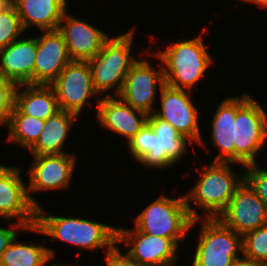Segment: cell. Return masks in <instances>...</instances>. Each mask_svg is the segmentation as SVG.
Returning <instances> with one entry per match:
<instances>
[{
	"instance_id": "obj_1",
	"label": "cell",
	"mask_w": 267,
	"mask_h": 266,
	"mask_svg": "<svg viewBox=\"0 0 267 266\" xmlns=\"http://www.w3.org/2000/svg\"><path fill=\"white\" fill-rule=\"evenodd\" d=\"M188 142L192 141L153 113L148 115L147 123L127 143L130 153L139 163L164 168L179 162L186 153Z\"/></svg>"
},
{
	"instance_id": "obj_2",
	"label": "cell",
	"mask_w": 267,
	"mask_h": 266,
	"mask_svg": "<svg viewBox=\"0 0 267 266\" xmlns=\"http://www.w3.org/2000/svg\"><path fill=\"white\" fill-rule=\"evenodd\" d=\"M39 205L36 208V225L23 230L43 233L53 239L62 240L84 249L106 247L109 251L117 243V227L87 219L48 216Z\"/></svg>"
},
{
	"instance_id": "obj_3",
	"label": "cell",
	"mask_w": 267,
	"mask_h": 266,
	"mask_svg": "<svg viewBox=\"0 0 267 266\" xmlns=\"http://www.w3.org/2000/svg\"><path fill=\"white\" fill-rule=\"evenodd\" d=\"M229 164H235V162L213 161L207 168L205 167L200 171L198 181L190 193L185 194L187 208L193 219L201 216L197 213L196 208L191 207L190 201L207 212L208 218H218L227 208L236 189L245 180L244 173L241 177L237 176L230 169Z\"/></svg>"
},
{
	"instance_id": "obj_4",
	"label": "cell",
	"mask_w": 267,
	"mask_h": 266,
	"mask_svg": "<svg viewBox=\"0 0 267 266\" xmlns=\"http://www.w3.org/2000/svg\"><path fill=\"white\" fill-rule=\"evenodd\" d=\"M152 55L166 65L163 66L165 85L188 91H191L196 82L203 78L213 62L201 36L190 40H179L166 50Z\"/></svg>"
},
{
	"instance_id": "obj_5",
	"label": "cell",
	"mask_w": 267,
	"mask_h": 266,
	"mask_svg": "<svg viewBox=\"0 0 267 266\" xmlns=\"http://www.w3.org/2000/svg\"><path fill=\"white\" fill-rule=\"evenodd\" d=\"M202 220L193 219L188 211L185 195L180 198L160 196L140 212L135 229L152 236L172 239L177 245L189 229Z\"/></svg>"
},
{
	"instance_id": "obj_6",
	"label": "cell",
	"mask_w": 267,
	"mask_h": 266,
	"mask_svg": "<svg viewBox=\"0 0 267 266\" xmlns=\"http://www.w3.org/2000/svg\"><path fill=\"white\" fill-rule=\"evenodd\" d=\"M134 29L115 38H109L101 51L89 60L94 90L100 95L117 88L116 97L120 94L125 76L137 61L131 56Z\"/></svg>"
},
{
	"instance_id": "obj_7",
	"label": "cell",
	"mask_w": 267,
	"mask_h": 266,
	"mask_svg": "<svg viewBox=\"0 0 267 266\" xmlns=\"http://www.w3.org/2000/svg\"><path fill=\"white\" fill-rule=\"evenodd\" d=\"M267 139V115L251 95L237 97L234 123L235 163L256 164V155Z\"/></svg>"
},
{
	"instance_id": "obj_8",
	"label": "cell",
	"mask_w": 267,
	"mask_h": 266,
	"mask_svg": "<svg viewBox=\"0 0 267 266\" xmlns=\"http://www.w3.org/2000/svg\"><path fill=\"white\" fill-rule=\"evenodd\" d=\"M199 242L192 266H230L237 253L243 252L242 236L227 227L219 218L202 220Z\"/></svg>"
},
{
	"instance_id": "obj_9",
	"label": "cell",
	"mask_w": 267,
	"mask_h": 266,
	"mask_svg": "<svg viewBox=\"0 0 267 266\" xmlns=\"http://www.w3.org/2000/svg\"><path fill=\"white\" fill-rule=\"evenodd\" d=\"M60 110L79 115L89 96L98 95L94 90L87 61H70L50 84Z\"/></svg>"
},
{
	"instance_id": "obj_10",
	"label": "cell",
	"mask_w": 267,
	"mask_h": 266,
	"mask_svg": "<svg viewBox=\"0 0 267 266\" xmlns=\"http://www.w3.org/2000/svg\"><path fill=\"white\" fill-rule=\"evenodd\" d=\"M132 245L126 253L139 266H171L177 259L178 245L170 238L152 236L138 229L117 228V243Z\"/></svg>"
},
{
	"instance_id": "obj_11",
	"label": "cell",
	"mask_w": 267,
	"mask_h": 266,
	"mask_svg": "<svg viewBox=\"0 0 267 266\" xmlns=\"http://www.w3.org/2000/svg\"><path fill=\"white\" fill-rule=\"evenodd\" d=\"M218 218L241 236L267 224V208L244 180Z\"/></svg>"
},
{
	"instance_id": "obj_12",
	"label": "cell",
	"mask_w": 267,
	"mask_h": 266,
	"mask_svg": "<svg viewBox=\"0 0 267 266\" xmlns=\"http://www.w3.org/2000/svg\"><path fill=\"white\" fill-rule=\"evenodd\" d=\"M159 89L165 85L163 66L153 69L146 59L137 60L125 76L123 88L118 97L134 109L153 114L152 103Z\"/></svg>"
},
{
	"instance_id": "obj_13",
	"label": "cell",
	"mask_w": 267,
	"mask_h": 266,
	"mask_svg": "<svg viewBox=\"0 0 267 266\" xmlns=\"http://www.w3.org/2000/svg\"><path fill=\"white\" fill-rule=\"evenodd\" d=\"M187 91L164 85L160 89L161 111L154 114L173 126L181 135L203 145L198 125V109L192 103L190 91Z\"/></svg>"
},
{
	"instance_id": "obj_14",
	"label": "cell",
	"mask_w": 267,
	"mask_h": 266,
	"mask_svg": "<svg viewBox=\"0 0 267 266\" xmlns=\"http://www.w3.org/2000/svg\"><path fill=\"white\" fill-rule=\"evenodd\" d=\"M27 186L30 201L39 206L30 193L40 190L65 189L70 185L76 157L62 153L60 155H33Z\"/></svg>"
},
{
	"instance_id": "obj_15",
	"label": "cell",
	"mask_w": 267,
	"mask_h": 266,
	"mask_svg": "<svg viewBox=\"0 0 267 266\" xmlns=\"http://www.w3.org/2000/svg\"><path fill=\"white\" fill-rule=\"evenodd\" d=\"M20 169L8 167L0 175V217H18L24 227L36 225V206L30 201Z\"/></svg>"
},
{
	"instance_id": "obj_16",
	"label": "cell",
	"mask_w": 267,
	"mask_h": 266,
	"mask_svg": "<svg viewBox=\"0 0 267 266\" xmlns=\"http://www.w3.org/2000/svg\"><path fill=\"white\" fill-rule=\"evenodd\" d=\"M64 25H62V22ZM58 31L62 34L72 61L92 60L102 49L109 36L93 25L64 13Z\"/></svg>"
},
{
	"instance_id": "obj_17",
	"label": "cell",
	"mask_w": 267,
	"mask_h": 266,
	"mask_svg": "<svg viewBox=\"0 0 267 266\" xmlns=\"http://www.w3.org/2000/svg\"><path fill=\"white\" fill-rule=\"evenodd\" d=\"M71 61L62 34L44 31L37 37L34 85H50Z\"/></svg>"
},
{
	"instance_id": "obj_18",
	"label": "cell",
	"mask_w": 267,
	"mask_h": 266,
	"mask_svg": "<svg viewBox=\"0 0 267 266\" xmlns=\"http://www.w3.org/2000/svg\"><path fill=\"white\" fill-rule=\"evenodd\" d=\"M97 118L99 123L120 134L127 139H132L147 123L148 115L123 102L118 96L107 94L105 98L97 101ZM137 114V115H136Z\"/></svg>"
},
{
	"instance_id": "obj_19",
	"label": "cell",
	"mask_w": 267,
	"mask_h": 266,
	"mask_svg": "<svg viewBox=\"0 0 267 266\" xmlns=\"http://www.w3.org/2000/svg\"><path fill=\"white\" fill-rule=\"evenodd\" d=\"M37 37L16 39L0 50V75L16 83L34 85Z\"/></svg>"
},
{
	"instance_id": "obj_20",
	"label": "cell",
	"mask_w": 267,
	"mask_h": 266,
	"mask_svg": "<svg viewBox=\"0 0 267 266\" xmlns=\"http://www.w3.org/2000/svg\"><path fill=\"white\" fill-rule=\"evenodd\" d=\"M13 5L25 31L34 25L42 31L58 30L68 6L67 0H16Z\"/></svg>"
},
{
	"instance_id": "obj_21",
	"label": "cell",
	"mask_w": 267,
	"mask_h": 266,
	"mask_svg": "<svg viewBox=\"0 0 267 266\" xmlns=\"http://www.w3.org/2000/svg\"><path fill=\"white\" fill-rule=\"evenodd\" d=\"M237 97H228L220 103L212 121V143L220 149L214 162H235L234 123Z\"/></svg>"
},
{
	"instance_id": "obj_22",
	"label": "cell",
	"mask_w": 267,
	"mask_h": 266,
	"mask_svg": "<svg viewBox=\"0 0 267 266\" xmlns=\"http://www.w3.org/2000/svg\"><path fill=\"white\" fill-rule=\"evenodd\" d=\"M22 88L24 90L20 92ZM15 106L23 114L42 120L50 118L60 110L55 92L50 85H18L15 92Z\"/></svg>"
},
{
	"instance_id": "obj_23",
	"label": "cell",
	"mask_w": 267,
	"mask_h": 266,
	"mask_svg": "<svg viewBox=\"0 0 267 266\" xmlns=\"http://www.w3.org/2000/svg\"><path fill=\"white\" fill-rule=\"evenodd\" d=\"M77 115L59 110L45 120L43 131L38 140L29 148L32 155H60L62 147Z\"/></svg>"
},
{
	"instance_id": "obj_24",
	"label": "cell",
	"mask_w": 267,
	"mask_h": 266,
	"mask_svg": "<svg viewBox=\"0 0 267 266\" xmlns=\"http://www.w3.org/2000/svg\"><path fill=\"white\" fill-rule=\"evenodd\" d=\"M15 239L17 236L3 252L0 266H44L55 256L46 246L16 243Z\"/></svg>"
},
{
	"instance_id": "obj_25",
	"label": "cell",
	"mask_w": 267,
	"mask_h": 266,
	"mask_svg": "<svg viewBox=\"0 0 267 266\" xmlns=\"http://www.w3.org/2000/svg\"><path fill=\"white\" fill-rule=\"evenodd\" d=\"M45 120L23 114L16 106L13 108L8 123V141L29 149L43 131Z\"/></svg>"
},
{
	"instance_id": "obj_26",
	"label": "cell",
	"mask_w": 267,
	"mask_h": 266,
	"mask_svg": "<svg viewBox=\"0 0 267 266\" xmlns=\"http://www.w3.org/2000/svg\"><path fill=\"white\" fill-rule=\"evenodd\" d=\"M24 31L16 8L6 3L0 9V50L14 42Z\"/></svg>"
},
{
	"instance_id": "obj_27",
	"label": "cell",
	"mask_w": 267,
	"mask_h": 266,
	"mask_svg": "<svg viewBox=\"0 0 267 266\" xmlns=\"http://www.w3.org/2000/svg\"><path fill=\"white\" fill-rule=\"evenodd\" d=\"M242 256L260 264L267 263V224L242 236Z\"/></svg>"
},
{
	"instance_id": "obj_28",
	"label": "cell",
	"mask_w": 267,
	"mask_h": 266,
	"mask_svg": "<svg viewBox=\"0 0 267 266\" xmlns=\"http://www.w3.org/2000/svg\"><path fill=\"white\" fill-rule=\"evenodd\" d=\"M17 84L0 75V125L9 123L11 112L15 107Z\"/></svg>"
},
{
	"instance_id": "obj_29",
	"label": "cell",
	"mask_w": 267,
	"mask_h": 266,
	"mask_svg": "<svg viewBox=\"0 0 267 266\" xmlns=\"http://www.w3.org/2000/svg\"><path fill=\"white\" fill-rule=\"evenodd\" d=\"M245 181L257 193L267 208V170L257 168V164L244 167Z\"/></svg>"
},
{
	"instance_id": "obj_30",
	"label": "cell",
	"mask_w": 267,
	"mask_h": 266,
	"mask_svg": "<svg viewBox=\"0 0 267 266\" xmlns=\"http://www.w3.org/2000/svg\"><path fill=\"white\" fill-rule=\"evenodd\" d=\"M116 244L106 251V266H139L127 253L119 251Z\"/></svg>"
},
{
	"instance_id": "obj_31",
	"label": "cell",
	"mask_w": 267,
	"mask_h": 266,
	"mask_svg": "<svg viewBox=\"0 0 267 266\" xmlns=\"http://www.w3.org/2000/svg\"><path fill=\"white\" fill-rule=\"evenodd\" d=\"M13 227H14V230H13ZM13 227H12V229L0 227V258L3 254V252L8 248L10 243L13 241V239L16 236H18L16 233L17 228L20 230L25 228L22 224H20L18 222L17 223L15 222Z\"/></svg>"
},
{
	"instance_id": "obj_32",
	"label": "cell",
	"mask_w": 267,
	"mask_h": 266,
	"mask_svg": "<svg viewBox=\"0 0 267 266\" xmlns=\"http://www.w3.org/2000/svg\"><path fill=\"white\" fill-rule=\"evenodd\" d=\"M260 263L254 262L251 259L240 257L235 259L230 266H259Z\"/></svg>"
},
{
	"instance_id": "obj_33",
	"label": "cell",
	"mask_w": 267,
	"mask_h": 266,
	"mask_svg": "<svg viewBox=\"0 0 267 266\" xmlns=\"http://www.w3.org/2000/svg\"><path fill=\"white\" fill-rule=\"evenodd\" d=\"M249 3H255L256 5H259L260 7H264L267 9V0H244Z\"/></svg>"
},
{
	"instance_id": "obj_34",
	"label": "cell",
	"mask_w": 267,
	"mask_h": 266,
	"mask_svg": "<svg viewBox=\"0 0 267 266\" xmlns=\"http://www.w3.org/2000/svg\"><path fill=\"white\" fill-rule=\"evenodd\" d=\"M8 168V166L0 165V175Z\"/></svg>"
},
{
	"instance_id": "obj_35",
	"label": "cell",
	"mask_w": 267,
	"mask_h": 266,
	"mask_svg": "<svg viewBox=\"0 0 267 266\" xmlns=\"http://www.w3.org/2000/svg\"><path fill=\"white\" fill-rule=\"evenodd\" d=\"M6 0H0V9L6 4Z\"/></svg>"
},
{
	"instance_id": "obj_36",
	"label": "cell",
	"mask_w": 267,
	"mask_h": 266,
	"mask_svg": "<svg viewBox=\"0 0 267 266\" xmlns=\"http://www.w3.org/2000/svg\"><path fill=\"white\" fill-rule=\"evenodd\" d=\"M16 0H6L8 4H13Z\"/></svg>"
},
{
	"instance_id": "obj_37",
	"label": "cell",
	"mask_w": 267,
	"mask_h": 266,
	"mask_svg": "<svg viewBox=\"0 0 267 266\" xmlns=\"http://www.w3.org/2000/svg\"><path fill=\"white\" fill-rule=\"evenodd\" d=\"M53 266H67V265L56 264V265H53ZM68 266H71V265H68Z\"/></svg>"
},
{
	"instance_id": "obj_38",
	"label": "cell",
	"mask_w": 267,
	"mask_h": 266,
	"mask_svg": "<svg viewBox=\"0 0 267 266\" xmlns=\"http://www.w3.org/2000/svg\"><path fill=\"white\" fill-rule=\"evenodd\" d=\"M259 266H267V263L266 264H259Z\"/></svg>"
}]
</instances>
